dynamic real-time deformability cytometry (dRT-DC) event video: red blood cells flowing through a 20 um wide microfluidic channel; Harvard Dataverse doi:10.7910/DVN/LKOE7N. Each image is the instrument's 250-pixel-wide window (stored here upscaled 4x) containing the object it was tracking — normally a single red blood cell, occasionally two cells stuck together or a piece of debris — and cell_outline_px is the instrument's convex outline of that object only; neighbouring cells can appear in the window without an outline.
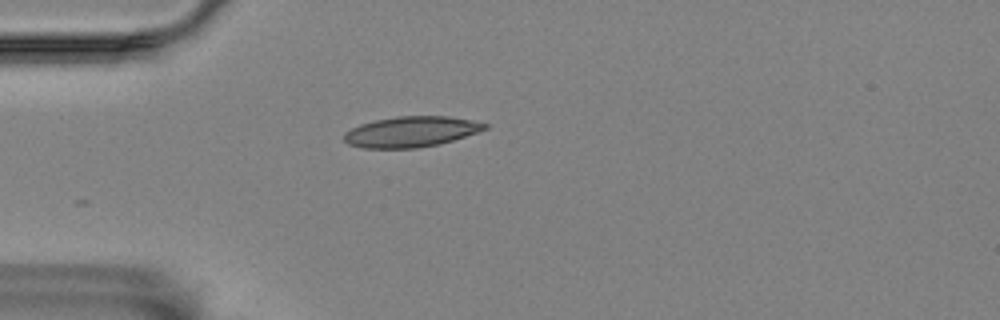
{"species": "Egyptian fruit bat (a non-hibernating species)", "species_latin": "Rousettus aegyptiacus", "temperature_condition": "room temperature", "stored_images_in_passage": 13, "camera_frame_rate_fps": 3000, "um_per_image_px": 0.085, "animal": {"sex": "female"}, "frame": {"image": 1, "passage_image": 1, "time_ms": 0.0, "image_size_px": [1000, 320], "cell_outline_px": [[488, 128], [440, 144], [416, 148], [364, 148], [348, 144], [344, 140], [344, 132], [360, 124], [376, 120], [396, 116], [448, 116], [472, 120], [488, 124]], "centroid_in_image_um": [34.92, 11.19], "position_along_channel_um": 50.1, "area_um2": 24.97}}
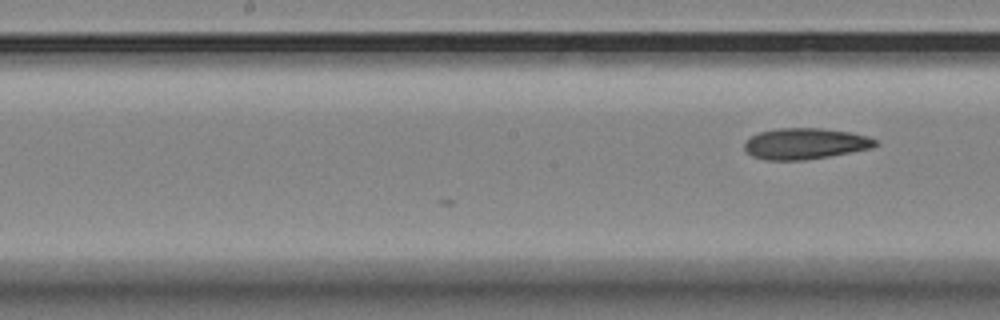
{"frame": {"image": 2, "passage_image": 13, "time_ms": 4.0, "image_size_px": [1000, 320], "cell_outline_px": [[880, 144], [872, 148], [828, 156], [804, 160], [764, 160], [752, 156], [744, 148], [744, 144], [752, 136], [760, 132], [780, 128], [820, 128], [848, 132], [868, 136], [876, 140]], "centroid_in_image_um": [68.45, 12.21], "position_along_channel_um": 179.7, "area_um2": 23.52}}